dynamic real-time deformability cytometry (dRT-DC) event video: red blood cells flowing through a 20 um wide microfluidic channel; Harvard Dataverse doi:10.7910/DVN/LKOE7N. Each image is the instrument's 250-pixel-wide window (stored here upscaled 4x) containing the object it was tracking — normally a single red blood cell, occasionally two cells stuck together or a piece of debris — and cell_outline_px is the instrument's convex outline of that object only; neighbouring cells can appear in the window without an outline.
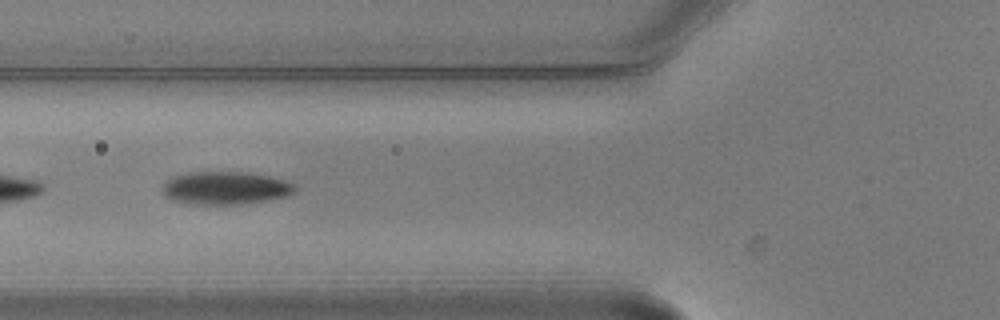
{"species": "common noctule bat (a hibernating species)", "species_latin": "Nyctalus noctula", "temperature_condition": "warm", "stored_images_in_passage": 7, "camera_frame_rate_fps": 3000, "um_per_image_px": 0.085, "animal": {"sex": "male", "body_mass_g": 20.5, "forearm_length_mm": 52.5}, "frame": {"image": 1, "passage_image": 5, "time_ms": 1.333, "image_size_px": [1000, 320], "cell_outline_px": [[296, 192], [288, 196], [268, 200], [244, 204], [196, 204], [172, 200], [164, 196], [164, 184], [168, 176], [188, 172], [248, 172], [268, 176], [284, 180], [296, 184]], "centroid_in_image_um": [19.18, 15.97], "position_along_channel_um": 106.6, "area_um2": 25.66}}
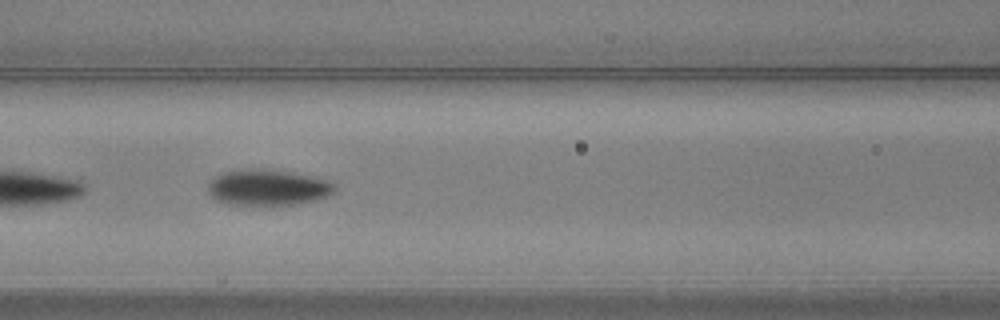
{"frame": {"image": 2, "passage_image": 6, "time_ms": 1.667, "image_size_px": [1000, 320], "cell_outline_px": [[336, 188], [328, 196], [312, 200], [272, 208], [232, 204], [216, 200], [212, 196], [208, 188], [208, 184], [216, 176], [224, 172], [252, 168], [264, 168], [292, 172], [328, 180]], "centroid_in_image_um": [22.75, 15.96], "position_along_channel_um": 143.9, "area_um2": 26.88}}
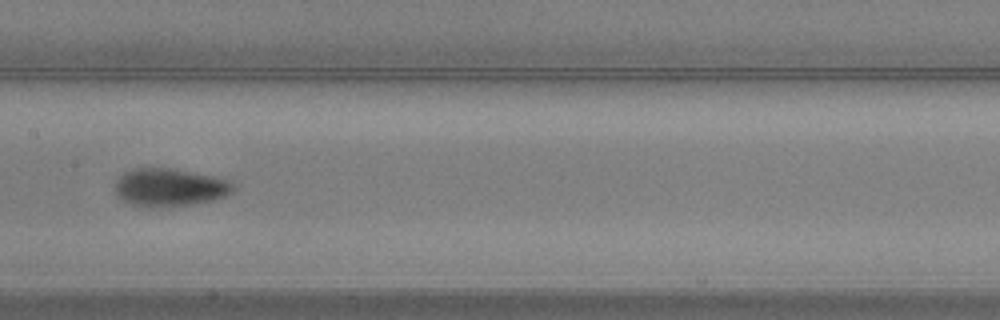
{"frame": {"image": 3, "passage_image": 7, "time_ms": 2.0, "image_size_px": [1000, 320], "cell_outline_px": [[236, 188], [232, 192], [224, 196], [212, 200], [192, 204], [160, 208], [152, 208], [132, 204], [124, 200], [116, 192], [116, 180], [124, 172], [132, 168], [176, 168], [212, 176], [228, 180], [236, 184]], "centroid_in_image_um": [14.45, 15.92], "position_along_channel_um": 193.0, "area_um2": 26.24}}